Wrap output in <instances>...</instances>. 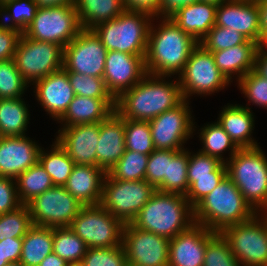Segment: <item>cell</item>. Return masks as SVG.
<instances>
[{
  "label": "cell",
  "instance_id": "cell-1",
  "mask_svg": "<svg viewBox=\"0 0 267 266\" xmlns=\"http://www.w3.org/2000/svg\"><path fill=\"white\" fill-rule=\"evenodd\" d=\"M165 78L147 73L115 100V111L124 119L149 121L176 107L184 100L179 80Z\"/></svg>",
  "mask_w": 267,
  "mask_h": 266
},
{
  "label": "cell",
  "instance_id": "cell-2",
  "mask_svg": "<svg viewBox=\"0 0 267 266\" xmlns=\"http://www.w3.org/2000/svg\"><path fill=\"white\" fill-rule=\"evenodd\" d=\"M157 28L150 24L145 69L148 74L180 75L193 49L199 44L170 18H161Z\"/></svg>",
  "mask_w": 267,
  "mask_h": 266
},
{
  "label": "cell",
  "instance_id": "cell-3",
  "mask_svg": "<svg viewBox=\"0 0 267 266\" xmlns=\"http://www.w3.org/2000/svg\"><path fill=\"white\" fill-rule=\"evenodd\" d=\"M256 214L227 175L193 207L194 223L213 232H221L228 226L246 222Z\"/></svg>",
  "mask_w": 267,
  "mask_h": 266
},
{
  "label": "cell",
  "instance_id": "cell-4",
  "mask_svg": "<svg viewBox=\"0 0 267 266\" xmlns=\"http://www.w3.org/2000/svg\"><path fill=\"white\" fill-rule=\"evenodd\" d=\"M131 224L170 240L194 224L193 207L185 195L157 190Z\"/></svg>",
  "mask_w": 267,
  "mask_h": 266
},
{
  "label": "cell",
  "instance_id": "cell-5",
  "mask_svg": "<svg viewBox=\"0 0 267 266\" xmlns=\"http://www.w3.org/2000/svg\"><path fill=\"white\" fill-rule=\"evenodd\" d=\"M225 164L245 200L257 213H267V157L261 147L240 148Z\"/></svg>",
  "mask_w": 267,
  "mask_h": 266
},
{
  "label": "cell",
  "instance_id": "cell-6",
  "mask_svg": "<svg viewBox=\"0 0 267 266\" xmlns=\"http://www.w3.org/2000/svg\"><path fill=\"white\" fill-rule=\"evenodd\" d=\"M153 19L155 17L145 12L125 10L114 20L100 23L92 30L107 51L146 55L148 31Z\"/></svg>",
  "mask_w": 267,
  "mask_h": 266
},
{
  "label": "cell",
  "instance_id": "cell-7",
  "mask_svg": "<svg viewBox=\"0 0 267 266\" xmlns=\"http://www.w3.org/2000/svg\"><path fill=\"white\" fill-rule=\"evenodd\" d=\"M261 214L220 232L241 266H267V213Z\"/></svg>",
  "mask_w": 267,
  "mask_h": 266
},
{
  "label": "cell",
  "instance_id": "cell-8",
  "mask_svg": "<svg viewBox=\"0 0 267 266\" xmlns=\"http://www.w3.org/2000/svg\"><path fill=\"white\" fill-rule=\"evenodd\" d=\"M157 189L145 179L123 181L108 174L103 182L100 204L124 224L131 223Z\"/></svg>",
  "mask_w": 267,
  "mask_h": 266
},
{
  "label": "cell",
  "instance_id": "cell-9",
  "mask_svg": "<svg viewBox=\"0 0 267 266\" xmlns=\"http://www.w3.org/2000/svg\"><path fill=\"white\" fill-rule=\"evenodd\" d=\"M69 227L88 248H105L122 245L125 224L97 204L84 205Z\"/></svg>",
  "mask_w": 267,
  "mask_h": 266
},
{
  "label": "cell",
  "instance_id": "cell-10",
  "mask_svg": "<svg viewBox=\"0 0 267 266\" xmlns=\"http://www.w3.org/2000/svg\"><path fill=\"white\" fill-rule=\"evenodd\" d=\"M64 48L53 42L30 39L23 33L14 54L21 76L32 85L63 67Z\"/></svg>",
  "mask_w": 267,
  "mask_h": 266
},
{
  "label": "cell",
  "instance_id": "cell-11",
  "mask_svg": "<svg viewBox=\"0 0 267 266\" xmlns=\"http://www.w3.org/2000/svg\"><path fill=\"white\" fill-rule=\"evenodd\" d=\"M82 30L74 5L40 7L23 32L30 39L66 47Z\"/></svg>",
  "mask_w": 267,
  "mask_h": 266
},
{
  "label": "cell",
  "instance_id": "cell-12",
  "mask_svg": "<svg viewBox=\"0 0 267 266\" xmlns=\"http://www.w3.org/2000/svg\"><path fill=\"white\" fill-rule=\"evenodd\" d=\"M184 99L191 95H210L231 84L215 64L212 52L198 44L178 76Z\"/></svg>",
  "mask_w": 267,
  "mask_h": 266
},
{
  "label": "cell",
  "instance_id": "cell-13",
  "mask_svg": "<svg viewBox=\"0 0 267 266\" xmlns=\"http://www.w3.org/2000/svg\"><path fill=\"white\" fill-rule=\"evenodd\" d=\"M32 225L69 227L84 206L64 186L54 185L27 204Z\"/></svg>",
  "mask_w": 267,
  "mask_h": 266
},
{
  "label": "cell",
  "instance_id": "cell-14",
  "mask_svg": "<svg viewBox=\"0 0 267 266\" xmlns=\"http://www.w3.org/2000/svg\"><path fill=\"white\" fill-rule=\"evenodd\" d=\"M189 104L184 99L176 107L148 121L155 149H185L183 144L193 136L192 134L196 128Z\"/></svg>",
  "mask_w": 267,
  "mask_h": 266
},
{
  "label": "cell",
  "instance_id": "cell-15",
  "mask_svg": "<svg viewBox=\"0 0 267 266\" xmlns=\"http://www.w3.org/2000/svg\"><path fill=\"white\" fill-rule=\"evenodd\" d=\"M107 49L92 29H82L64 47L63 68L68 73H80L103 78Z\"/></svg>",
  "mask_w": 267,
  "mask_h": 266
},
{
  "label": "cell",
  "instance_id": "cell-16",
  "mask_svg": "<svg viewBox=\"0 0 267 266\" xmlns=\"http://www.w3.org/2000/svg\"><path fill=\"white\" fill-rule=\"evenodd\" d=\"M170 240L125 224L122 245L129 266H168Z\"/></svg>",
  "mask_w": 267,
  "mask_h": 266
},
{
  "label": "cell",
  "instance_id": "cell-17",
  "mask_svg": "<svg viewBox=\"0 0 267 266\" xmlns=\"http://www.w3.org/2000/svg\"><path fill=\"white\" fill-rule=\"evenodd\" d=\"M144 58L145 55L107 51L103 79L108 92L115 100L147 74Z\"/></svg>",
  "mask_w": 267,
  "mask_h": 266
},
{
  "label": "cell",
  "instance_id": "cell-18",
  "mask_svg": "<svg viewBox=\"0 0 267 266\" xmlns=\"http://www.w3.org/2000/svg\"><path fill=\"white\" fill-rule=\"evenodd\" d=\"M56 141L67 152L74 164L96 166V151L100 123L64 127L58 130Z\"/></svg>",
  "mask_w": 267,
  "mask_h": 266
},
{
  "label": "cell",
  "instance_id": "cell-19",
  "mask_svg": "<svg viewBox=\"0 0 267 266\" xmlns=\"http://www.w3.org/2000/svg\"><path fill=\"white\" fill-rule=\"evenodd\" d=\"M215 25L233 28L259 44L261 32L257 0H228L220 4L216 10Z\"/></svg>",
  "mask_w": 267,
  "mask_h": 266
},
{
  "label": "cell",
  "instance_id": "cell-20",
  "mask_svg": "<svg viewBox=\"0 0 267 266\" xmlns=\"http://www.w3.org/2000/svg\"><path fill=\"white\" fill-rule=\"evenodd\" d=\"M215 233L194 223L170 239L168 266H203L207 241Z\"/></svg>",
  "mask_w": 267,
  "mask_h": 266
},
{
  "label": "cell",
  "instance_id": "cell-21",
  "mask_svg": "<svg viewBox=\"0 0 267 266\" xmlns=\"http://www.w3.org/2000/svg\"><path fill=\"white\" fill-rule=\"evenodd\" d=\"M33 85L36 99L40 105L52 119L59 121L75 97L68 79V72L62 67L36 81Z\"/></svg>",
  "mask_w": 267,
  "mask_h": 266
},
{
  "label": "cell",
  "instance_id": "cell-22",
  "mask_svg": "<svg viewBox=\"0 0 267 266\" xmlns=\"http://www.w3.org/2000/svg\"><path fill=\"white\" fill-rule=\"evenodd\" d=\"M41 146L29 137H2L0 140V176L16 179L38 162Z\"/></svg>",
  "mask_w": 267,
  "mask_h": 266
},
{
  "label": "cell",
  "instance_id": "cell-23",
  "mask_svg": "<svg viewBox=\"0 0 267 266\" xmlns=\"http://www.w3.org/2000/svg\"><path fill=\"white\" fill-rule=\"evenodd\" d=\"M96 151V166L106 173L125 152L124 118L114 111L100 122V135Z\"/></svg>",
  "mask_w": 267,
  "mask_h": 266
},
{
  "label": "cell",
  "instance_id": "cell-24",
  "mask_svg": "<svg viewBox=\"0 0 267 266\" xmlns=\"http://www.w3.org/2000/svg\"><path fill=\"white\" fill-rule=\"evenodd\" d=\"M106 172L98 166L75 164L65 189L83 205L100 204Z\"/></svg>",
  "mask_w": 267,
  "mask_h": 266
},
{
  "label": "cell",
  "instance_id": "cell-25",
  "mask_svg": "<svg viewBox=\"0 0 267 266\" xmlns=\"http://www.w3.org/2000/svg\"><path fill=\"white\" fill-rule=\"evenodd\" d=\"M114 111L115 99H97L75 95L58 122L63 125L62 128L88 123H100Z\"/></svg>",
  "mask_w": 267,
  "mask_h": 266
},
{
  "label": "cell",
  "instance_id": "cell-26",
  "mask_svg": "<svg viewBox=\"0 0 267 266\" xmlns=\"http://www.w3.org/2000/svg\"><path fill=\"white\" fill-rule=\"evenodd\" d=\"M250 109L249 104L248 106L238 104L225 105L217 120L239 148L258 146L254 138H251L255 120Z\"/></svg>",
  "mask_w": 267,
  "mask_h": 266
},
{
  "label": "cell",
  "instance_id": "cell-27",
  "mask_svg": "<svg viewBox=\"0 0 267 266\" xmlns=\"http://www.w3.org/2000/svg\"><path fill=\"white\" fill-rule=\"evenodd\" d=\"M258 43L246 40L243 44L213 51L215 64L220 72L231 83L232 75H237V81L254 69L255 56L258 51Z\"/></svg>",
  "mask_w": 267,
  "mask_h": 266
},
{
  "label": "cell",
  "instance_id": "cell-28",
  "mask_svg": "<svg viewBox=\"0 0 267 266\" xmlns=\"http://www.w3.org/2000/svg\"><path fill=\"white\" fill-rule=\"evenodd\" d=\"M217 7L215 4L199 1L180 8L170 19L200 42L215 26Z\"/></svg>",
  "mask_w": 267,
  "mask_h": 266
},
{
  "label": "cell",
  "instance_id": "cell-29",
  "mask_svg": "<svg viewBox=\"0 0 267 266\" xmlns=\"http://www.w3.org/2000/svg\"><path fill=\"white\" fill-rule=\"evenodd\" d=\"M54 228L32 225L22 238L23 245L19 262L23 266H38L53 253Z\"/></svg>",
  "mask_w": 267,
  "mask_h": 266
},
{
  "label": "cell",
  "instance_id": "cell-30",
  "mask_svg": "<svg viewBox=\"0 0 267 266\" xmlns=\"http://www.w3.org/2000/svg\"><path fill=\"white\" fill-rule=\"evenodd\" d=\"M74 6L82 29H93L125 11L122 0H75Z\"/></svg>",
  "mask_w": 267,
  "mask_h": 266
},
{
  "label": "cell",
  "instance_id": "cell-31",
  "mask_svg": "<svg viewBox=\"0 0 267 266\" xmlns=\"http://www.w3.org/2000/svg\"><path fill=\"white\" fill-rule=\"evenodd\" d=\"M24 98L0 99V133L3 137L24 136L30 120Z\"/></svg>",
  "mask_w": 267,
  "mask_h": 266
},
{
  "label": "cell",
  "instance_id": "cell-32",
  "mask_svg": "<svg viewBox=\"0 0 267 266\" xmlns=\"http://www.w3.org/2000/svg\"><path fill=\"white\" fill-rule=\"evenodd\" d=\"M52 146L50 151L40 149L38 162L50 175L54 185L64 186L75 164L56 140Z\"/></svg>",
  "mask_w": 267,
  "mask_h": 266
},
{
  "label": "cell",
  "instance_id": "cell-33",
  "mask_svg": "<svg viewBox=\"0 0 267 266\" xmlns=\"http://www.w3.org/2000/svg\"><path fill=\"white\" fill-rule=\"evenodd\" d=\"M200 141L203 143L201 151L211 157H215L222 163H226L240 148L234 143L223 127L214 122L200 128ZM230 150V157L224 159V151Z\"/></svg>",
  "mask_w": 267,
  "mask_h": 266
},
{
  "label": "cell",
  "instance_id": "cell-34",
  "mask_svg": "<svg viewBox=\"0 0 267 266\" xmlns=\"http://www.w3.org/2000/svg\"><path fill=\"white\" fill-rule=\"evenodd\" d=\"M15 181L23 205L54 186L50 175L39 162L20 174Z\"/></svg>",
  "mask_w": 267,
  "mask_h": 266
},
{
  "label": "cell",
  "instance_id": "cell-35",
  "mask_svg": "<svg viewBox=\"0 0 267 266\" xmlns=\"http://www.w3.org/2000/svg\"><path fill=\"white\" fill-rule=\"evenodd\" d=\"M85 242L70 227L54 228L53 253L70 264H80L86 254Z\"/></svg>",
  "mask_w": 267,
  "mask_h": 266
},
{
  "label": "cell",
  "instance_id": "cell-36",
  "mask_svg": "<svg viewBox=\"0 0 267 266\" xmlns=\"http://www.w3.org/2000/svg\"><path fill=\"white\" fill-rule=\"evenodd\" d=\"M38 8L33 0H11L1 5L0 18L5 21V26L23 33L35 18Z\"/></svg>",
  "mask_w": 267,
  "mask_h": 266
},
{
  "label": "cell",
  "instance_id": "cell-37",
  "mask_svg": "<svg viewBox=\"0 0 267 266\" xmlns=\"http://www.w3.org/2000/svg\"><path fill=\"white\" fill-rule=\"evenodd\" d=\"M149 155L125 150L119 161L108 171L112 179L123 181L144 180Z\"/></svg>",
  "mask_w": 267,
  "mask_h": 266
},
{
  "label": "cell",
  "instance_id": "cell-38",
  "mask_svg": "<svg viewBox=\"0 0 267 266\" xmlns=\"http://www.w3.org/2000/svg\"><path fill=\"white\" fill-rule=\"evenodd\" d=\"M175 151L155 149L148 157L145 180L158 191L168 193L169 161Z\"/></svg>",
  "mask_w": 267,
  "mask_h": 266
},
{
  "label": "cell",
  "instance_id": "cell-39",
  "mask_svg": "<svg viewBox=\"0 0 267 266\" xmlns=\"http://www.w3.org/2000/svg\"><path fill=\"white\" fill-rule=\"evenodd\" d=\"M125 149L150 155L154 150L148 121L124 119Z\"/></svg>",
  "mask_w": 267,
  "mask_h": 266
},
{
  "label": "cell",
  "instance_id": "cell-40",
  "mask_svg": "<svg viewBox=\"0 0 267 266\" xmlns=\"http://www.w3.org/2000/svg\"><path fill=\"white\" fill-rule=\"evenodd\" d=\"M27 85L13 59L0 61V99L23 97Z\"/></svg>",
  "mask_w": 267,
  "mask_h": 266
},
{
  "label": "cell",
  "instance_id": "cell-41",
  "mask_svg": "<svg viewBox=\"0 0 267 266\" xmlns=\"http://www.w3.org/2000/svg\"><path fill=\"white\" fill-rule=\"evenodd\" d=\"M226 175V164L221 163L211 172V175L188 176L189 190L185 196L190 205L194 207L201 199L212 192Z\"/></svg>",
  "mask_w": 267,
  "mask_h": 266
},
{
  "label": "cell",
  "instance_id": "cell-42",
  "mask_svg": "<svg viewBox=\"0 0 267 266\" xmlns=\"http://www.w3.org/2000/svg\"><path fill=\"white\" fill-rule=\"evenodd\" d=\"M31 226V216L27 205L0 214V241L7 238H23Z\"/></svg>",
  "mask_w": 267,
  "mask_h": 266
},
{
  "label": "cell",
  "instance_id": "cell-43",
  "mask_svg": "<svg viewBox=\"0 0 267 266\" xmlns=\"http://www.w3.org/2000/svg\"><path fill=\"white\" fill-rule=\"evenodd\" d=\"M189 150H176L169 161L168 193L186 195L189 190L188 167Z\"/></svg>",
  "mask_w": 267,
  "mask_h": 266
},
{
  "label": "cell",
  "instance_id": "cell-44",
  "mask_svg": "<svg viewBox=\"0 0 267 266\" xmlns=\"http://www.w3.org/2000/svg\"><path fill=\"white\" fill-rule=\"evenodd\" d=\"M203 266H241L233 255L227 240L216 232L208 241Z\"/></svg>",
  "mask_w": 267,
  "mask_h": 266
},
{
  "label": "cell",
  "instance_id": "cell-45",
  "mask_svg": "<svg viewBox=\"0 0 267 266\" xmlns=\"http://www.w3.org/2000/svg\"><path fill=\"white\" fill-rule=\"evenodd\" d=\"M81 266H129L123 245L87 248Z\"/></svg>",
  "mask_w": 267,
  "mask_h": 266
},
{
  "label": "cell",
  "instance_id": "cell-46",
  "mask_svg": "<svg viewBox=\"0 0 267 266\" xmlns=\"http://www.w3.org/2000/svg\"><path fill=\"white\" fill-rule=\"evenodd\" d=\"M68 79L75 95L97 99H114L108 92L103 78L80 73H68Z\"/></svg>",
  "mask_w": 267,
  "mask_h": 266
},
{
  "label": "cell",
  "instance_id": "cell-47",
  "mask_svg": "<svg viewBox=\"0 0 267 266\" xmlns=\"http://www.w3.org/2000/svg\"><path fill=\"white\" fill-rule=\"evenodd\" d=\"M246 40L247 38L233 28L215 25L199 44L206 50L213 52L243 44Z\"/></svg>",
  "mask_w": 267,
  "mask_h": 266
},
{
  "label": "cell",
  "instance_id": "cell-48",
  "mask_svg": "<svg viewBox=\"0 0 267 266\" xmlns=\"http://www.w3.org/2000/svg\"><path fill=\"white\" fill-rule=\"evenodd\" d=\"M239 89L249 100L259 107L267 109V79L257 74L254 70L249 71L238 80Z\"/></svg>",
  "mask_w": 267,
  "mask_h": 266
},
{
  "label": "cell",
  "instance_id": "cell-49",
  "mask_svg": "<svg viewBox=\"0 0 267 266\" xmlns=\"http://www.w3.org/2000/svg\"><path fill=\"white\" fill-rule=\"evenodd\" d=\"M22 205L15 179L0 176V214L14 211Z\"/></svg>",
  "mask_w": 267,
  "mask_h": 266
},
{
  "label": "cell",
  "instance_id": "cell-50",
  "mask_svg": "<svg viewBox=\"0 0 267 266\" xmlns=\"http://www.w3.org/2000/svg\"><path fill=\"white\" fill-rule=\"evenodd\" d=\"M189 151V162L187 167L188 176L211 175L222 162L201 151L196 154Z\"/></svg>",
  "mask_w": 267,
  "mask_h": 266
},
{
  "label": "cell",
  "instance_id": "cell-51",
  "mask_svg": "<svg viewBox=\"0 0 267 266\" xmlns=\"http://www.w3.org/2000/svg\"><path fill=\"white\" fill-rule=\"evenodd\" d=\"M0 22V61H5L14 58L22 33L14 28L5 26L2 21Z\"/></svg>",
  "mask_w": 267,
  "mask_h": 266
},
{
  "label": "cell",
  "instance_id": "cell-52",
  "mask_svg": "<svg viewBox=\"0 0 267 266\" xmlns=\"http://www.w3.org/2000/svg\"><path fill=\"white\" fill-rule=\"evenodd\" d=\"M22 245V238H7L0 241V266H6L8 263L19 262Z\"/></svg>",
  "mask_w": 267,
  "mask_h": 266
},
{
  "label": "cell",
  "instance_id": "cell-53",
  "mask_svg": "<svg viewBox=\"0 0 267 266\" xmlns=\"http://www.w3.org/2000/svg\"><path fill=\"white\" fill-rule=\"evenodd\" d=\"M125 10L145 12L156 17L160 12V0H122Z\"/></svg>",
  "mask_w": 267,
  "mask_h": 266
},
{
  "label": "cell",
  "instance_id": "cell-54",
  "mask_svg": "<svg viewBox=\"0 0 267 266\" xmlns=\"http://www.w3.org/2000/svg\"><path fill=\"white\" fill-rule=\"evenodd\" d=\"M200 0H160V12L156 16L158 18H170L173 16L180 8L187 5L199 2Z\"/></svg>",
  "mask_w": 267,
  "mask_h": 266
},
{
  "label": "cell",
  "instance_id": "cell-55",
  "mask_svg": "<svg viewBox=\"0 0 267 266\" xmlns=\"http://www.w3.org/2000/svg\"><path fill=\"white\" fill-rule=\"evenodd\" d=\"M257 74L267 79V53L258 49L255 56L254 69Z\"/></svg>",
  "mask_w": 267,
  "mask_h": 266
},
{
  "label": "cell",
  "instance_id": "cell-56",
  "mask_svg": "<svg viewBox=\"0 0 267 266\" xmlns=\"http://www.w3.org/2000/svg\"><path fill=\"white\" fill-rule=\"evenodd\" d=\"M261 37L267 32V0H257Z\"/></svg>",
  "mask_w": 267,
  "mask_h": 266
},
{
  "label": "cell",
  "instance_id": "cell-57",
  "mask_svg": "<svg viewBox=\"0 0 267 266\" xmlns=\"http://www.w3.org/2000/svg\"><path fill=\"white\" fill-rule=\"evenodd\" d=\"M69 265L70 263H68L66 260L61 259L55 253H51L47 255L38 266H69Z\"/></svg>",
  "mask_w": 267,
  "mask_h": 266
},
{
  "label": "cell",
  "instance_id": "cell-58",
  "mask_svg": "<svg viewBox=\"0 0 267 266\" xmlns=\"http://www.w3.org/2000/svg\"><path fill=\"white\" fill-rule=\"evenodd\" d=\"M38 7H57L63 5H74L75 0H33Z\"/></svg>",
  "mask_w": 267,
  "mask_h": 266
},
{
  "label": "cell",
  "instance_id": "cell-59",
  "mask_svg": "<svg viewBox=\"0 0 267 266\" xmlns=\"http://www.w3.org/2000/svg\"><path fill=\"white\" fill-rule=\"evenodd\" d=\"M258 48L260 51L267 53V32L262 35Z\"/></svg>",
  "mask_w": 267,
  "mask_h": 266
},
{
  "label": "cell",
  "instance_id": "cell-60",
  "mask_svg": "<svg viewBox=\"0 0 267 266\" xmlns=\"http://www.w3.org/2000/svg\"><path fill=\"white\" fill-rule=\"evenodd\" d=\"M201 2H206V3H212L215 4L216 6H219L220 4L228 1V0H200Z\"/></svg>",
  "mask_w": 267,
  "mask_h": 266
},
{
  "label": "cell",
  "instance_id": "cell-61",
  "mask_svg": "<svg viewBox=\"0 0 267 266\" xmlns=\"http://www.w3.org/2000/svg\"><path fill=\"white\" fill-rule=\"evenodd\" d=\"M6 266H23L20 262L8 263Z\"/></svg>",
  "mask_w": 267,
  "mask_h": 266
},
{
  "label": "cell",
  "instance_id": "cell-62",
  "mask_svg": "<svg viewBox=\"0 0 267 266\" xmlns=\"http://www.w3.org/2000/svg\"><path fill=\"white\" fill-rule=\"evenodd\" d=\"M11 1V0H0V6L3 5L4 3Z\"/></svg>",
  "mask_w": 267,
  "mask_h": 266
},
{
  "label": "cell",
  "instance_id": "cell-63",
  "mask_svg": "<svg viewBox=\"0 0 267 266\" xmlns=\"http://www.w3.org/2000/svg\"><path fill=\"white\" fill-rule=\"evenodd\" d=\"M69 266H81L80 264H70Z\"/></svg>",
  "mask_w": 267,
  "mask_h": 266
}]
</instances>
